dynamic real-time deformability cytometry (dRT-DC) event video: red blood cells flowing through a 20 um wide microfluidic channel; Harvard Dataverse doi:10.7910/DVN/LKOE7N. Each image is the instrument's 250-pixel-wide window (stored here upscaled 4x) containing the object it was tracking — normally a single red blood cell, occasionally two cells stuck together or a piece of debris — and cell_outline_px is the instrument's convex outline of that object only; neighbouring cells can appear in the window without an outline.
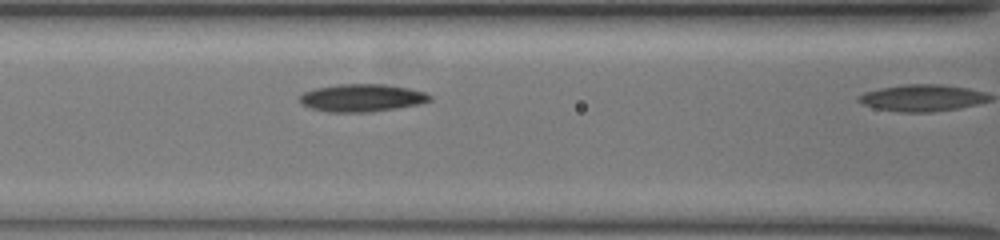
{"species": "common noctule bat (a hibernating species)", "species_latin": "Nyctalus noctula", "temperature_condition": "warm", "stored_images_in_passage": 6, "camera_frame_rate_fps": 3000, "um_per_image_px": 0.085, "animal": {"sex": "female", "body_mass_g": 19.5, "forearm_length_mm": 54.1}, "frame": {"image": 1, "passage_image": 4, "time_ms": 1.0, "image_size_px": [1000, 240], "cell_outline_px": [[432, 100], [420, 104], [396, 108], [368, 112], [328, 112], [312, 108], [300, 104], [300, 96], [304, 92], [316, 88], [340, 84], [384, 84], [408, 88], [424, 92], [432, 96]], "centroid_in_image_um": [30.77, 8.32], "position_along_channel_um": 135.8, "area_um2": 20.87}}
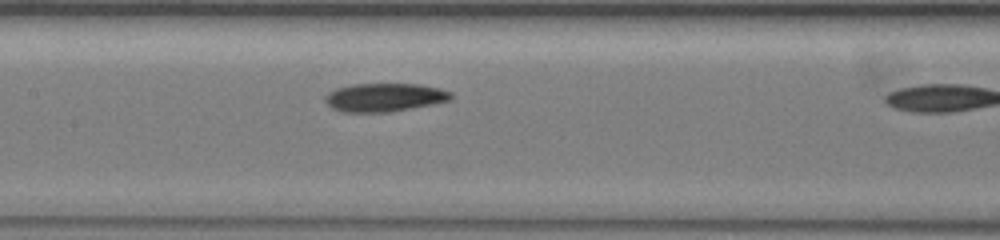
{"frame": {"image": 2, "passage_image": 5, "time_ms": 1.333, "image_size_px": [1000, 240], "cell_outline_px": [[452, 100], [412, 108], [388, 112], [344, 112], [332, 108], [324, 100], [324, 96], [328, 92], [336, 88], [352, 84], [420, 84], [440, 88], [452, 92]], "centroid_in_image_um": [32.68, 8.27], "position_along_channel_um": 174.7, "area_um2": 20.92}}